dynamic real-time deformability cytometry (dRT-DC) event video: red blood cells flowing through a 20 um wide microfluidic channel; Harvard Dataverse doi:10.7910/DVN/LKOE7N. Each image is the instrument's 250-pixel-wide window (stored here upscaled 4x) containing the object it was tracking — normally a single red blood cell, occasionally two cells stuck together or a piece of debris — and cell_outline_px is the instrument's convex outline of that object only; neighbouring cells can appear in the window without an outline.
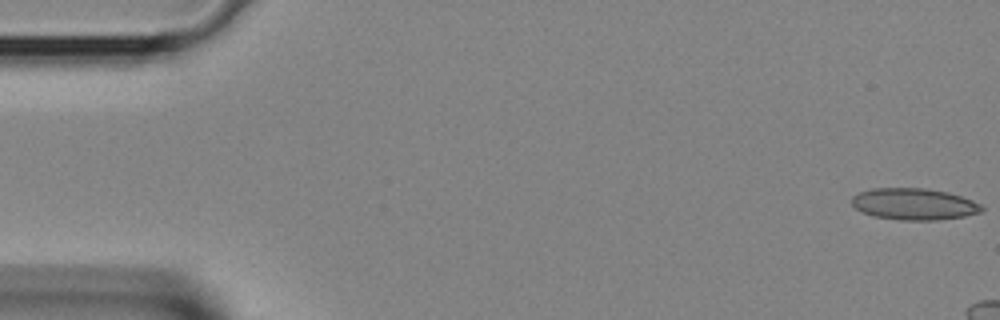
{"species": "Egyptian fruit bat (a non-hibernating species)", "species_latin": "Rousettus aegyptiacus", "temperature_condition": "room temperature", "stored_images_in_passage": 10, "camera_frame_rate_fps": 3000, "um_per_image_px": 0.085, "animal": {"sex": "female"}, "frame": {"image": 1, "passage_image": 1, "time_ms": 0.0, "image_size_px": [1000, 320], "cell_outline_px": [[984, 208], [980, 212], [964, 216], [936, 220], [900, 220], [872, 216], [856, 208], [852, 204], [852, 196], [860, 192], [872, 188], [924, 188], [948, 192], [972, 200], [980, 204]], "centroid_in_image_um": [77.68, 17.34], "position_along_channel_um": 7.3, "area_um2": 23.81}}